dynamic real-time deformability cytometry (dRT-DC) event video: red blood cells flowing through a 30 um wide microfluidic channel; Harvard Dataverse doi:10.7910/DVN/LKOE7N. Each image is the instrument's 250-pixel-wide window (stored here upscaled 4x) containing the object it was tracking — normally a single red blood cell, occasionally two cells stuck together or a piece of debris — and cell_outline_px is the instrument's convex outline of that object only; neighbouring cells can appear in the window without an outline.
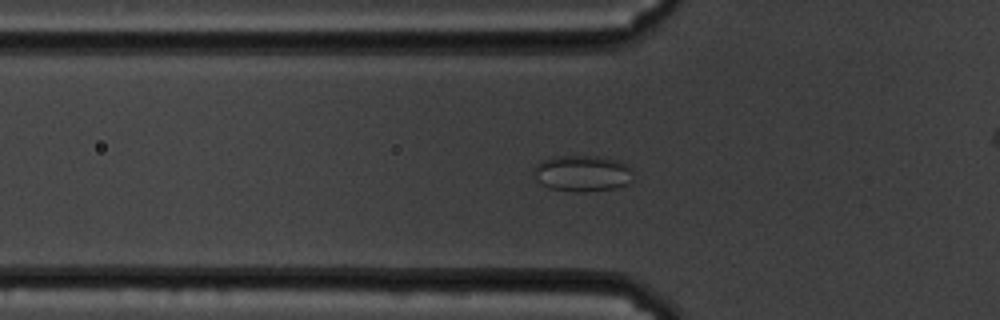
{"species": "common noctule bat (a hibernating species)", "species_latin": "Nyctalus noctula", "temperature_condition": "cold", "stored_images_in_passage": 47, "camera_frame_rate_fps": 3000, "um_per_image_px": 0.085, "animal": {"sex": "male", "body_mass_g": 19.5, "forearm_length_mm": 54.6}, "frame": {"image": 1, "passage_image": 7, "time_ms": 2.0, "image_size_px": [1000, 320], "cell_outline_px": [[632, 184], [616, 188], [588, 192], [572, 192], [548, 188], [540, 184], [536, 180], [532, 172], [532, 168], [536, 164], [544, 160], [556, 156], [592, 156], [620, 160], [628, 164], [632, 168]], "centroid_in_image_um": [49.52, 14.76], "position_along_channel_um": 76.3, "area_um2": 21.62}}
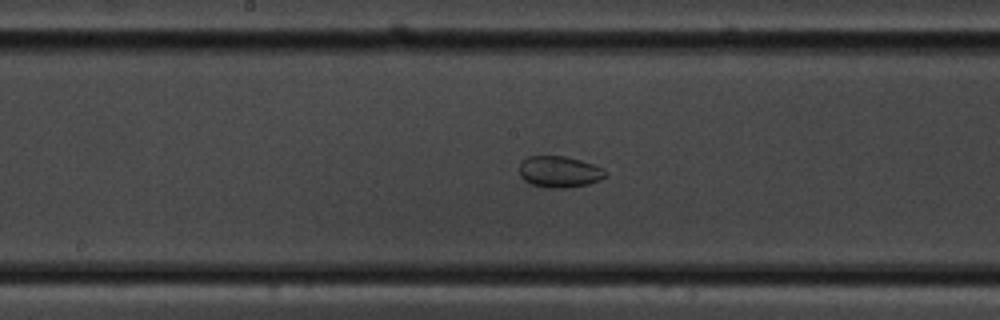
{"frame": {"image": 2, "passage_image": 18, "time_ms": 5.667, "image_size_px": [1000, 320], "cell_outline_px": [[608, 176], [600, 180], [588, 184], [564, 188], [548, 188], [532, 184], [524, 180], [520, 176], [520, 164], [528, 156], [564, 156], [580, 160], [604, 168]], "centroid_in_image_um": [47.57, 14.6], "position_along_channel_um": 200.6, "area_um2": 15.72}}
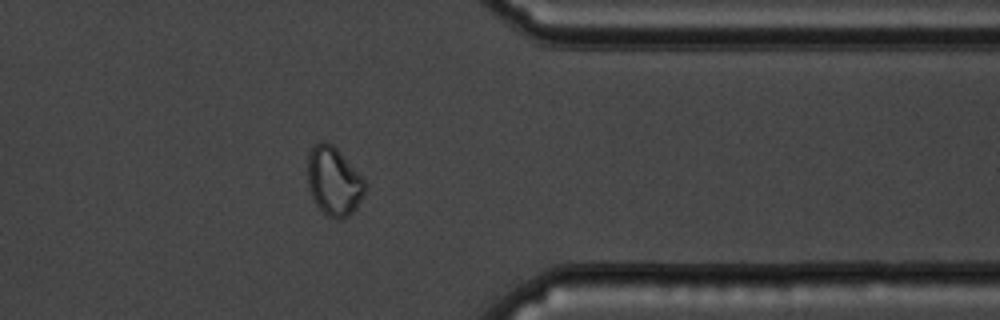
{"frame": {"image": 3, "passage_image": 35, "time_ms": 11.333, "image_size_px": [1000, 320], "cell_outline_px": [[368, 184], [356, 208], [348, 216], [340, 220], [336, 220], [328, 216], [316, 204], [308, 188], [308, 156], [312, 144], [320, 140], [324, 140], [332, 144], [340, 152]], "centroid_in_image_um": [28.36, 15.39], "position_along_channel_um": 383.0, "area_um2": 23.0}, "authors_computed_cell_mechanics": {"area_um2": 21.2126, "velocity_mm_per_s": 3.3785, "shape_relaxation_time_tau1_ms": null, "shape_relaxation_time_tau2_ms": 1.6914, "deformation_change_tau1": null, "deformation_change_tau2": 0.0509}}